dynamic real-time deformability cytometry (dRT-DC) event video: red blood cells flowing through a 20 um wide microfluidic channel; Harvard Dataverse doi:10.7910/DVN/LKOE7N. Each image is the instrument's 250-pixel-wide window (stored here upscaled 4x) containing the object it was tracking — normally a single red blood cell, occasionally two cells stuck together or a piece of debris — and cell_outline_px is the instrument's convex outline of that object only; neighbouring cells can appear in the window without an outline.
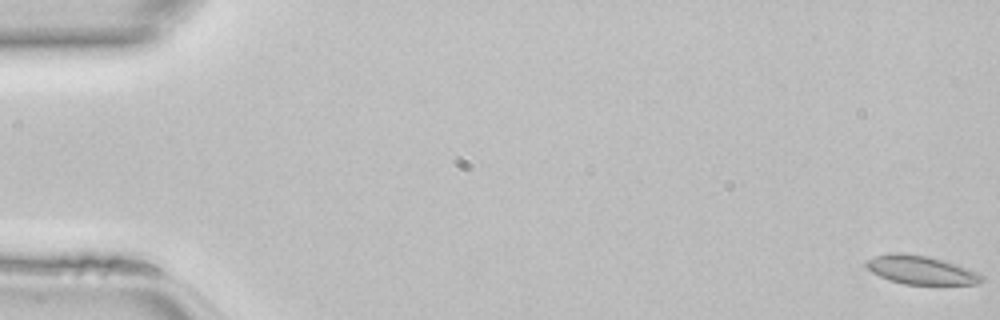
{"species": "common noctule bat (a hibernating species)", "species_latin": "Nyctalus noctula", "temperature_condition": "room temperature", "stored_images_in_passage": 47, "camera_frame_rate_fps": 3000, "um_per_image_px": 0.085, "animal": {"sex": "female", "body_mass_g": 22.7, "forearm_length_mm": 54.2}, "frame": {"image": 1, "passage_image": 1, "time_ms": 0.0, "image_size_px": [1000, 320], "cell_outline_px": [[984, 280], [976, 284], [904, 284], [888, 280], [872, 272], [864, 264], [868, 260], [876, 256], [888, 252], [904, 252], [928, 256], [944, 260], [980, 272], [984, 276]], "centroid_in_image_um": [78.3, 22.94], "position_along_channel_um": 6.7, "area_um2": 19.42}}
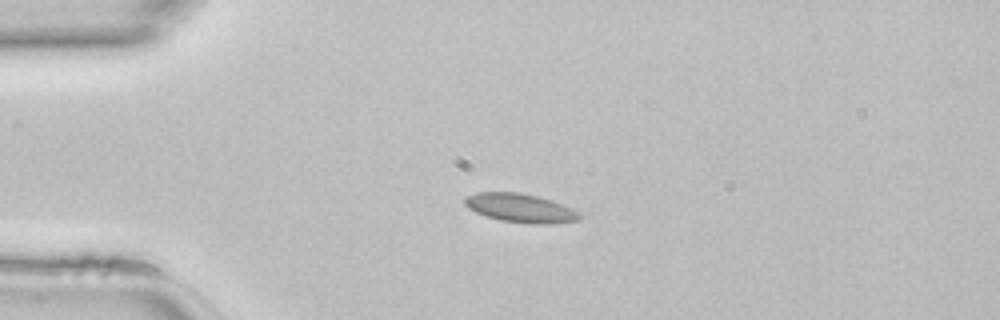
{"frame": {"image": 2, "passage_image": 12, "time_ms": 3.667, "image_size_px": [1000, 320], "cell_outline_px": [[584, 216], [580, 220], [548, 224], [532, 224], [500, 220], [476, 212], [468, 208], [464, 204], [464, 196], [476, 192], [520, 192], [552, 200], [572, 208], [580, 212]], "centroid_in_image_um": [44.26, 17.68], "position_along_channel_um": 40.7, "area_um2": 19.42}}
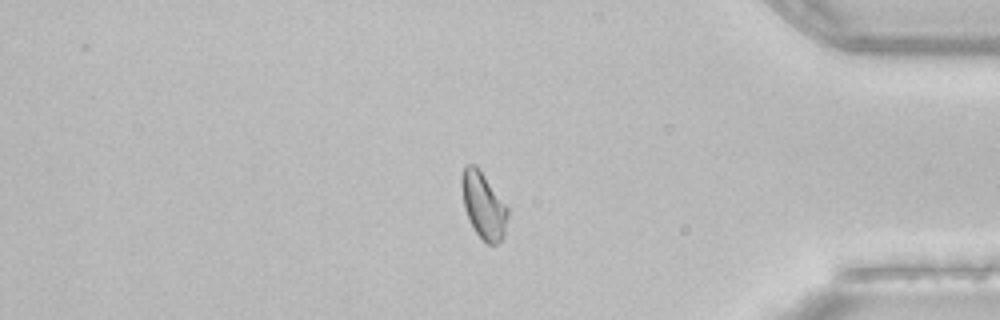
{"frame": {"image": 3, "passage_image": 40, "time_ms": 13.0, "image_size_px": [1000, 320], "cell_outline_px": [[508, 216], [504, 236], [496, 244], [488, 244], [476, 232], [464, 208], [460, 184], [460, 176], [464, 168], [468, 164], [476, 164], [508, 208]], "centroid_in_image_um": [41.08, 17.43], "position_along_channel_um": 394.1, "area_um2": 17.63}}